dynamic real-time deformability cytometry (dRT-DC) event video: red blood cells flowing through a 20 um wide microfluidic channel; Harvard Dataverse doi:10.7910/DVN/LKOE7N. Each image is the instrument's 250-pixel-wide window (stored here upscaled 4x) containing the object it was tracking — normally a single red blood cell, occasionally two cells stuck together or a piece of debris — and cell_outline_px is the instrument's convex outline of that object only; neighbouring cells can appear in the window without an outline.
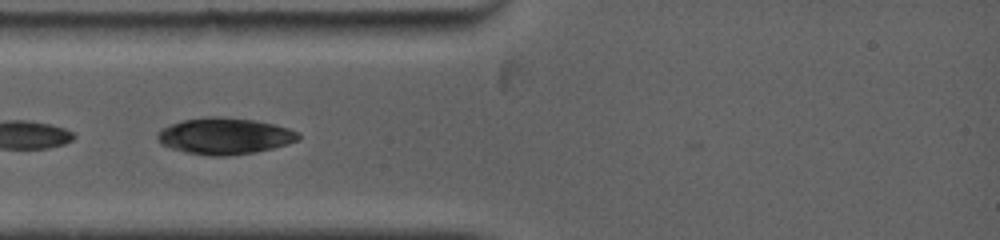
{"species": "common noctule bat (a hibernating species)", "species_latin": "Nyctalus noctula", "temperature_condition": "warm", "stored_images_in_passage": 31, "camera_frame_rate_fps": 5000, "um_per_image_px": 0.085, "animal": {"sex": "female", "body_mass_g": 19.0, "forearm_length_mm": 53.3}, "frame": {"image": 1, "passage_image": 5, "time_ms": 0.8, "image_size_px": [1000, 240], "cell_outline_px": [[300, 140], [288, 144], [256, 152], [224, 156], [208, 156], [188, 152], [172, 148], [164, 144], [156, 136], [156, 132], [160, 128], [184, 120], [204, 116], [220, 116], [252, 120], [272, 124], [288, 128], [296, 132], [300, 136]], "centroid_in_image_um": [19.1, 11.56], "position_along_channel_um": 65.9, "area_um2": 29.71}}